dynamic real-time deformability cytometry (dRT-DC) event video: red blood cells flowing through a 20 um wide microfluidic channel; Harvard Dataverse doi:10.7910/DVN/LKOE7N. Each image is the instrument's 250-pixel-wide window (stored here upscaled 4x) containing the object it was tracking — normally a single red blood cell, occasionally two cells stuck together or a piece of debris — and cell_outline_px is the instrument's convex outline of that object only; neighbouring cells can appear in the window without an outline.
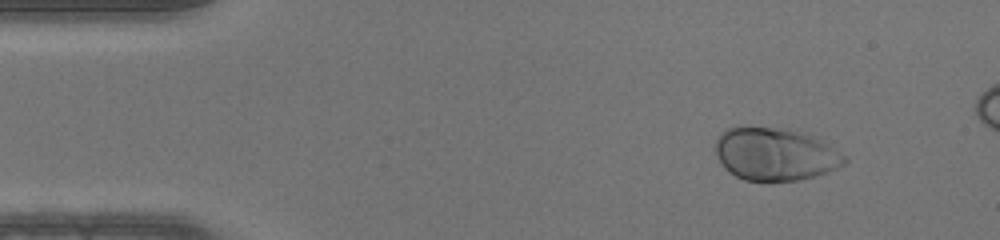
{"species": "human", "species_latin": "Homo sapiens", "temperature_condition": "warm", "stored_images_in_passage": 40, "camera_frame_rate_fps": 3000, "um_per_image_px": 0.085, "donor": {"sex": "male"}, "frame": {"image": 1, "passage_image": 1, "time_ms": 0.0, "image_size_px": [1000, 240], "cell_outline_px": [[848, 160], [844, 164], [828, 172], [800, 180], [744, 180], [728, 172], [724, 168], [716, 156], [716, 140], [720, 132], [728, 128], [740, 124], [796, 128], [820, 136], [844, 156]], "centroid_in_image_um": [65.89, 13.02], "position_along_channel_um": 19.1, "area_um2": 41.04}}
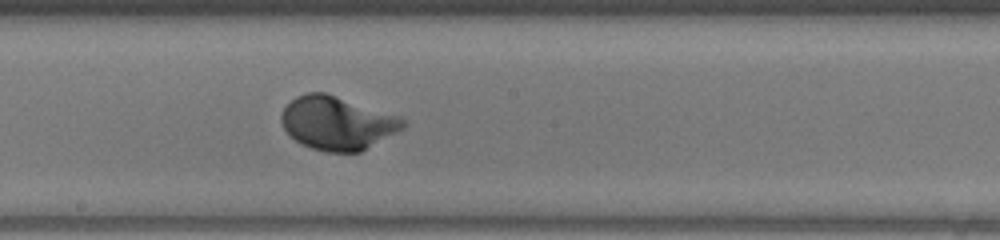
{"frame": {"image": 2, "passage_image": 21, "time_ms": 6.667, "image_size_px": [1000, 240], "cell_outline_px": [[408, 124], [404, 128], [360, 152], [328, 152], [312, 148], [296, 140], [284, 128], [280, 120], [280, 116], [284, 108], [296, 96], [308, 92], [324, 92], [400, 116]], "centroid_in_image_um": [28.68, 10.45], "position_along_channel_um": 219.5, "area_um2": 37.57}}
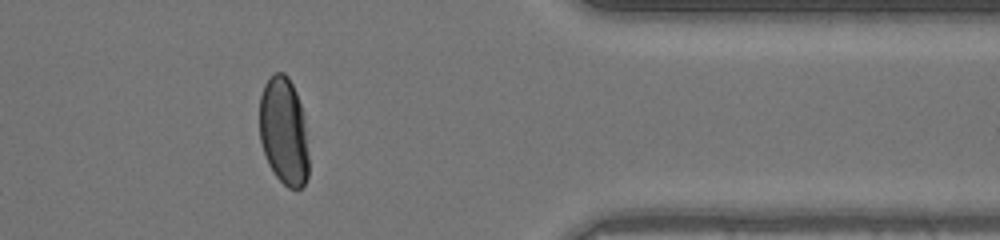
{"frame": {"image": 3, "passage_image": 34, "time_ms": 11.0, "image_size_px": [1000, 240], "cell_outline_px": [[308, 176], [304, 184], [300, 188], [288, 188], [276, 176], [268, 164], [260, 140], [260, 96], [264, 84], [276, 72], [284, 72], [288, 76], [296, 92], [300, 104], [304, 120], [308, 156]], "centroid_in_image_um": [24.12, 11.16], "position_along_channel_um": 387.3, "area_um2": 30.69}}